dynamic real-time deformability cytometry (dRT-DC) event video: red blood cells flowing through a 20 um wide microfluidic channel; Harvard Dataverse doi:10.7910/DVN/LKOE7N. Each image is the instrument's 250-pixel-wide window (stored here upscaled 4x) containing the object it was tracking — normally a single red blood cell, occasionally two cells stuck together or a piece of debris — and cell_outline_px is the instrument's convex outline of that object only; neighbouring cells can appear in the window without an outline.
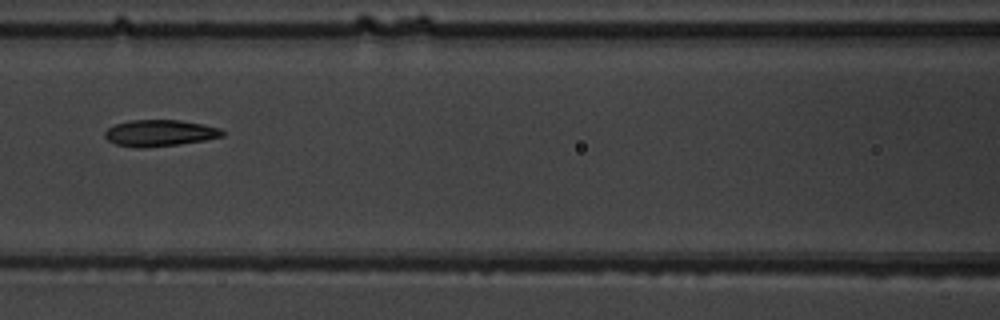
{"species": "common noctule bat (a hibernating species)", "species_latin": "Nyctalus noctula", "temperature_condition": "warm", "stored_images_in_passage": 7, "camera_frame_rate_fps": 3000, "um_per_image_px": 0.085, "animal": {"sex": "male", "body_mass_g": 19.5, "forearm_length_mm": 54.6}, "frame": {"image": 1, "passage_image": 5, "time_ms": 5.667, "image_size_px": [1000, 320], "cell_outline_px": [[224, 136], [204, 140], [180, 144], [144, 148], [136, 148], [116, 144], [108, 140], [104, 136], [104, 132], [108, 128], [116, 124], [132, 120], [180, 120], [204, 124], [220, 128], [224, 132]], "centroid_in_image_um": [13.58, 11.31], "position_along_channel_um": 153.0, "area_um2": 18.15}}
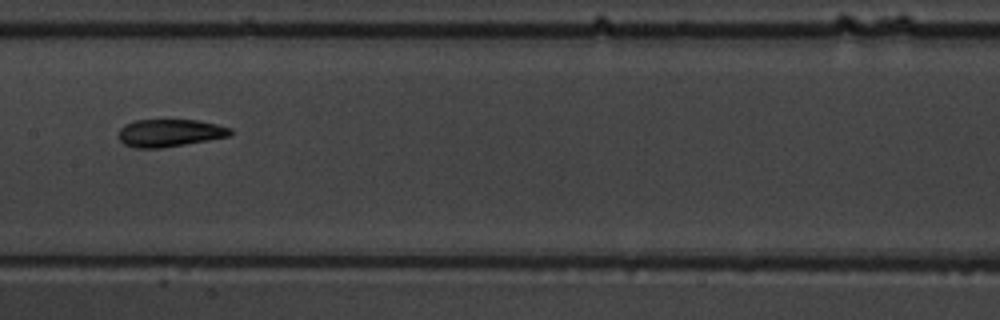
{"frame": {"image": 2, "passage_image": 6, "time_ms": 6.667, "image_size_px": [1000, 320], "cell_outline_px": [[232, 132], [228, 136], [208, 140], [160, 148], [136, 148], [124, 144], [120, 140], [120, 128], [124, 124], [136, 120], [196, 120], [216, 124], [232, 128]], "centroid_in_image_um": [14.41, 11.29], "position_along_channel_um": 193.0, "area_um2": 17.74}}
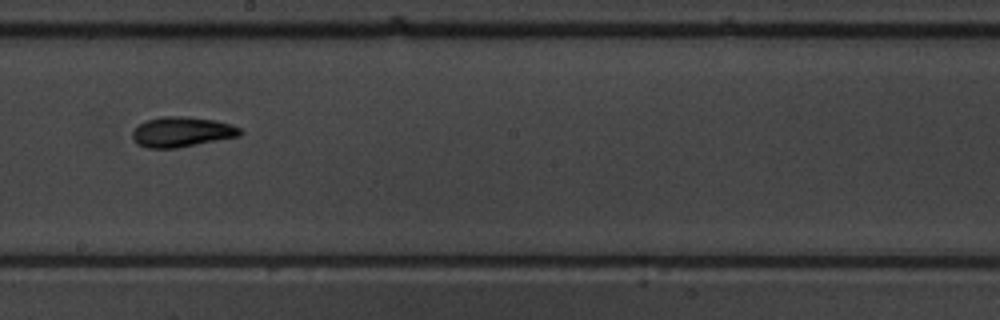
{"frame": {"image": 3, "passage_image": 7, "time_ms": 7.667, "image_size_px": [1000, 320], "cell_outline_px": [[244, 132], [240, 136], [176, 148], [148, 148], [136, 144], [132, 136], [132, 132], [144, 120], [160, 116], [188, 116], [216, 120], [240, 128]], "centroid_in_image_um": [15.44, 11.2], "position_along_channel_um": 232.8, "area_um2": 19.02}}